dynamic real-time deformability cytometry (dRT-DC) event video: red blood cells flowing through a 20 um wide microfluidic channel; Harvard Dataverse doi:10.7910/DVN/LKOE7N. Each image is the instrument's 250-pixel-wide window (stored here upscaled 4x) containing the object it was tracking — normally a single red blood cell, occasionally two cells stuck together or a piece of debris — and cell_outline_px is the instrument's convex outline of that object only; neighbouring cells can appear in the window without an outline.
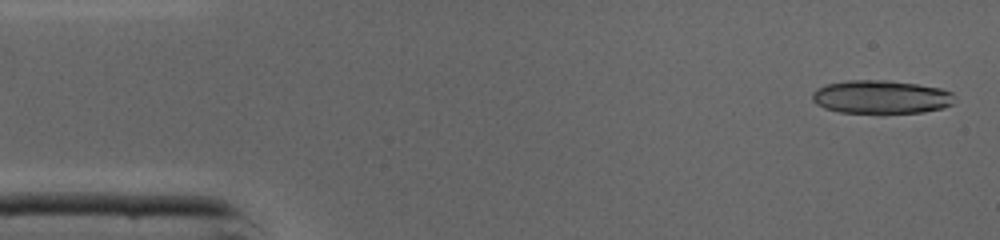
{"species": "common noctule bat (a hibernating species)", "species_latin": "Nyctalus noctula", "temperature_condition": "cold", "stored_images_in_passage": 21, "camera_frame_rate_fps": 3000, "um_per_image_px": 0.085, "animal": {"sex": "male", "body_mass_g": 19.0, "forearm_length_mm": 50.8}, "frame": {"image": 1, "passage_image": 2, "time_ms": 0.333, "image_size_px": [1000, 240], "cell_outline_px": [[952, 104], [944, 108], [924, 112], [884, 116], [840, 112], [824, 108], [816, 104], [812, 100], [812, 92], [816, 88], [828, 84], [848, 80], [888, 80], [916, 84], [940, 88], [952, 92]], "centroid_in_image_um": [74.87, 8.29], "position_along_channel_um": 10.1, "area_um2": 28.67}}
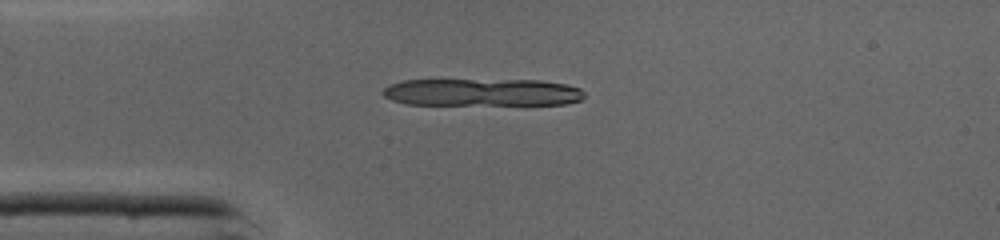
{"frame": {"image": 2, "passage_image": 11, "time_ms": 3.333, "image_size_px": [1000, 240], "cell_outline_px": [[584, 96], [580, 100], [564, 104], [408, 104], [392, 100], [384, 96], [380, 92], [388, 84], [404, 80], [540, 80], [564, 84], [580, 88], [584, 92]], "centroid_in_image_um": [40.95, 7.84], "position_along_channel_um": 44.1, "area_um2": 32.08}}